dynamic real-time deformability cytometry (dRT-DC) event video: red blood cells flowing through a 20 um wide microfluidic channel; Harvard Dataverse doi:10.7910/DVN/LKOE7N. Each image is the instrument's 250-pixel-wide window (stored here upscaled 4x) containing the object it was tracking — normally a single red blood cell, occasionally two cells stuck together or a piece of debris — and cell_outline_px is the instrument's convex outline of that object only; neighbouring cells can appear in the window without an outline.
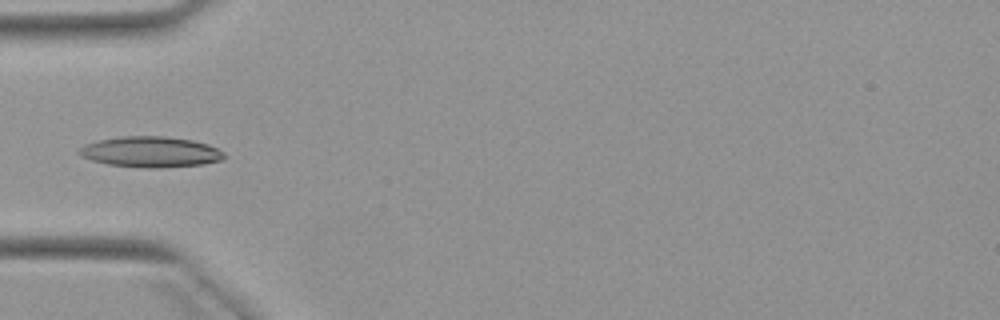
{"species": "Egyptian fruit bat (a non-hibernating species)", "species_latin": "Rousettus aegyptiacus", "temperature_condition": "warm", "stored_images_in_passage": 4, "camera_frame_rate_fps": 3000, "um_per_image_px": 0.085, "animal": {"sex": "female"}, "frame": {"image": 1, "passage_image": 4, "time_ms": 3.667, "image_size_px": [1000, 320], "cell_outline_px": [[224, 156], [220, 160], [204, 164], [160, 168], [148, 168], [108, 164], [92, 160], [80, 156], [76, 152], [84, 144], [100, 140], [120, 136], [164, 136], [192, 140], [208, 144], [224, 152]], "centroid_in_image_um": [12.78, 12.91], "position_along_channel_um": 72.2, "area_um2": 25.89}}